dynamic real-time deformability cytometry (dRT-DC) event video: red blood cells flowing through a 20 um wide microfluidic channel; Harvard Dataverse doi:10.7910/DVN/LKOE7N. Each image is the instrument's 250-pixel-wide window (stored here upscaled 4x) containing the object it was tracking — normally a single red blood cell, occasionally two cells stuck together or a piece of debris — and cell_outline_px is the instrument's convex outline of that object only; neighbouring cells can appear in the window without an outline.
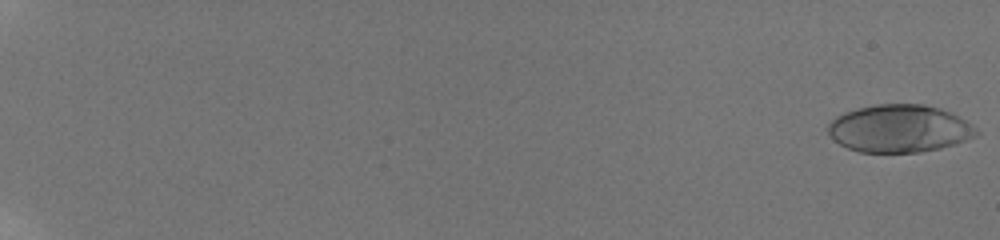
{"species": "human", "species_latin": "Homo sapiens", "temperature_condition": "room temperature", "stored_images_in_passage": 21, "camera_frame_rate_fps": 3000, "um_per_image_px": 0.085, "donor": {"sex": "male"}, "frame": {"image": 1, "passage_image": 1, "time_ms": 0.0, "image_size_px": [1000, 240], "cell_outline_px": [[980, 132], [976, 136], [956, 144], [940, 148], [920, 152], [860, 152], [848, 148], [840, 144], [828, 132], [828, 124], [836, 116], [844, 112], [856, 108], [876, 104], [924, 104], [940, 108], [972, 124]], "centroid_in_image_um": [76.45, 10.92], "position_along_channel_um": 8.6, "area_um2": 41.04}}
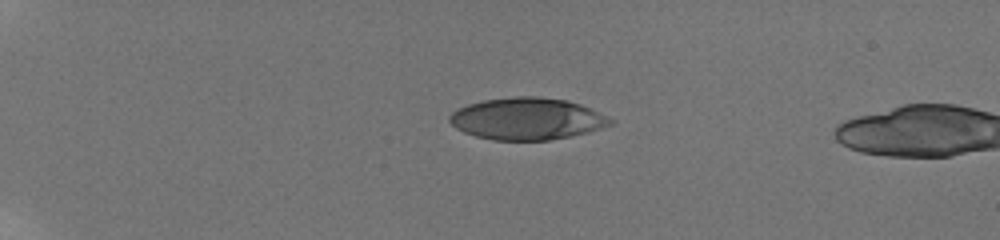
{"frame": {"image": 2, "passage_image": 17, "time_ms": 5.333, "image_size_px": [1000, 240], "cell_outline_px": [[616, 124], [588, 132], [548, 140], [492, 140], [476, 136], [464, 132], [456, 128], [448, 120], [448, 116], [452, 112], [468, 104], [484, 100], [516, 96], [540, 96], [568, 100], [580, 104], [612, 120]], "centroid_in_image_um": [44.78, 10.09], "position_along_channel_um": 40.2, "area_um2": 39.13}}